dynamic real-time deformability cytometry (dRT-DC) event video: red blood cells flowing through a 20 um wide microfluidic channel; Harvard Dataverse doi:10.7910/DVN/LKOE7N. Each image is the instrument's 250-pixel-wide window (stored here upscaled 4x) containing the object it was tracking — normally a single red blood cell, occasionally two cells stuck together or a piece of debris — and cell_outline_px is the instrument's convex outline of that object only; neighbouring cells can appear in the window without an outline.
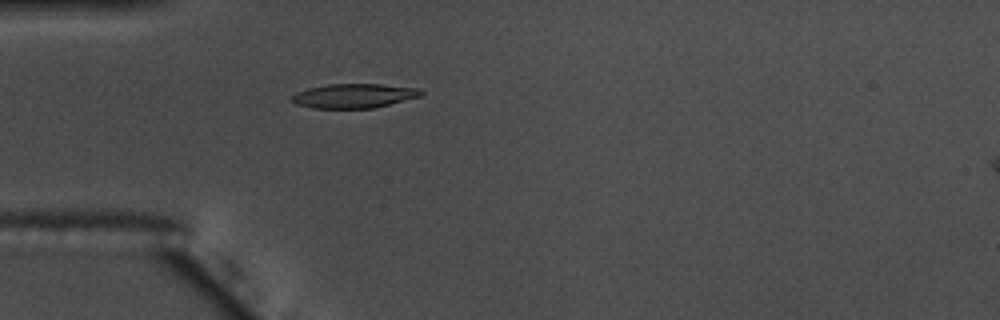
{"species": "common noctule bat (a hibernating species)", "species_latin": "Nyctalus noctula", "temperature_condition": "warm", "stored_images_in_passage": 40, "camera_frame_rate_fps": 3000, "um_per_image_px": 0.085, "animal": {"sex": "male", "body_mass_g": 17.5, "forearm_length_mm": 52.3}, "frame": {"image": 1, "passage_image": 1, "time_ms": 0.0, "image_size_px": [1000, 320], "cell_outline_px": [[424, 92], [420, 96], [372, 108], [312, 108], [296, 104], [292, 100], [292, 96], [296, 92], [308, 88], [328, 84], [380, 84], [420, 88]], "centroid_in_image_um": [30.07, 8.14], "position_along_channel_um": 54.9, "area_um2": 18.15}}
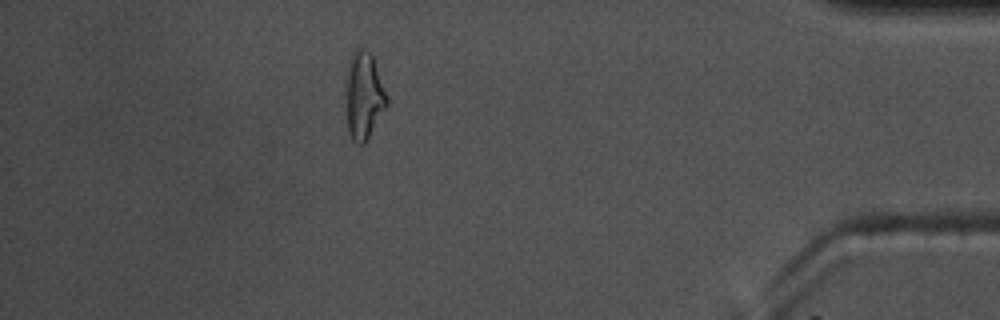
{"frame": {"image": 2, "passage_image": 34, "time_ms": 11.0, "image_size_px": [1000, 320], "cell_outline_px": [[388, 104], [364, 144], [356, 144], [352, 140], [348, 132], [344, 80], [348, 64], [356, 48], [360, 48], [372, 52], [388, 96]], "centroid_in_image_um": [30.91, 8.11], "position_along_channel_um": 404.3, "area_um2": 21.33}, "authors_computed_cell_mechanics": {"area_um2": 18.9006, "velocity_mm_per_s": 3.6494, "shape_relaxation_time_tau1_ms": 3.7866, "shape_relaxation_time_tau2_ms": 1.8862, "deformation_change_tau1": 0.1639, "deformation_change_tau2": 0.0799}}